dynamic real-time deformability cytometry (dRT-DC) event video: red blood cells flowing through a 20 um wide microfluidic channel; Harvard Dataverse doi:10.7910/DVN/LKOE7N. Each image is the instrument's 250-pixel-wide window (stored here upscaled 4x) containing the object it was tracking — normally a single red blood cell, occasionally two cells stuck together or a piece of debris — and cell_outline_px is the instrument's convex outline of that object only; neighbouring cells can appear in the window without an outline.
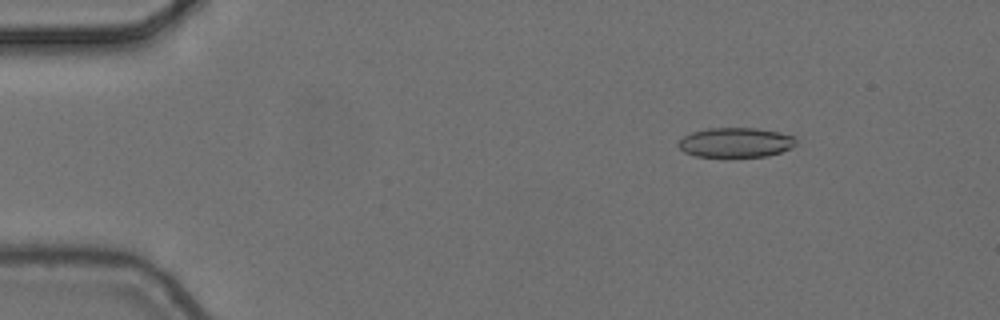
{"species": "common noctule bat (a hibernating species)", "species_latin": "Nyctalus noctula", "temperature_condition": "cold", "stored_images_in_passage": 6, "camera_frame_rate_fps": 3000, "um_per_image_px": 0.085, "animal": {"sex": "female", "body_mass_g": 24.6, "forearm_length_mm": 56.2}, "frame": {"image": 1, "passage_image": 3, "time_ms": 0.667, "image_size_px": [1000, 320], "cell_outline_px": [[796, 144], [792, 148], [768, 156], [696, 156], [684, 152], [676, 144], [684, 136], [692, 132], [708, 128], [756, 128], [780, 132], [796, 136]], "centroid_in_image_um": [62.56, 12.1], "position_along_channel_um": 22.4, "area_um2": 20.35}}
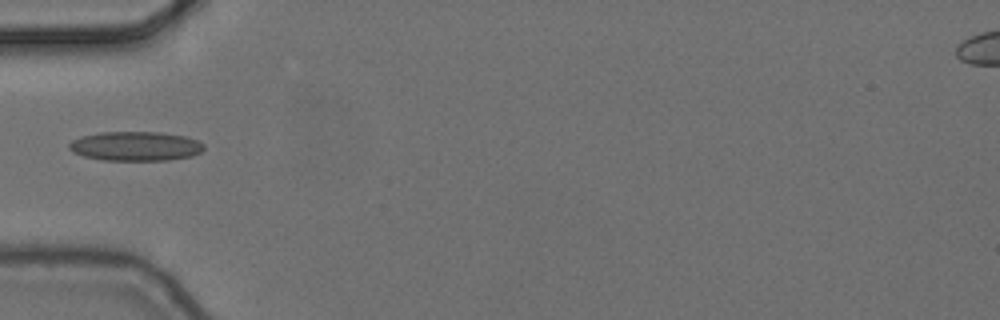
{"frame": {"image": 2, "passage_image": 5, "time_ms": 1.333, "image_size_px": [1000, 320], "cell_outline_px": [[204, 148], [200, 152], [192, 156], [168, 160], [100, 160], [84, 156], [72, 152], [68, 148], [68, 144], [72, 140], [80, 136], [100, 132], [160, 132], [184, 136], [196, 140], [204, 144]], "centroid_in_image_um": [11.48, 12.42], "position_along_channel_um": 73.5, "area_um2": 23.12}}
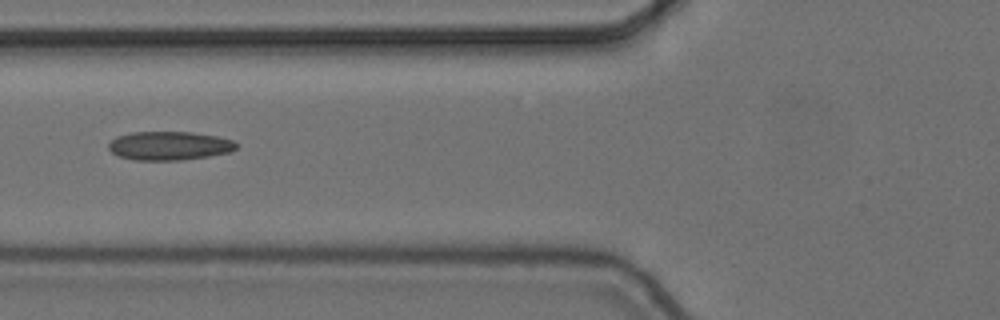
{"frame": {"image": 3, "passage_image": 6, "time_ms": 1.667, "image_size_px": [1000, 320], "cell_outline_px": [[240, 144], [236, 148], [228, 152], [208, 156], [180, 160], [132, 160], [120, 156], [112, 152], [108, 148], [108, 144], [116, 136], [132, 132], [192, 132], [216, 136], [232, 140]], "centroid_in_image_um": [14.38, 12.38], "position_along_channel_um": 111.4, "area_um2": 21.33}}